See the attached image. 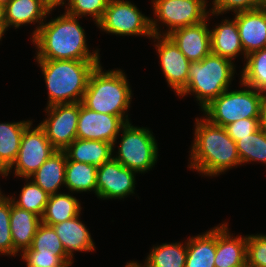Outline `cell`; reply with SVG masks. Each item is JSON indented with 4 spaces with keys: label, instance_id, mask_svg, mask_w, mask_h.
Segmentation results:
<instances>
[{
    "label": "cell",
    "instance_id": "f546056e",
    "mask_svg": "<svg viewBox=\"0 0 266 267\" xmlns=\"http://www.w3.org/2000/svg\"><path fill=\"white\" fill-rule=\"evenodd\" d=\"M236 146L241 164L251 161L266 164V132L261 128L236 141Z\"/></svg>",
    "mask_w": 266,
    "mask_h": 267
},
{
    "label": "cell",
    "instance_id": "b9f144b4",
    "mask_svg": "<svg viewBox=\"0 0 266 267\" xmlns=\"http://www.w3.org/2000/svg\"><path fill=\"white\" fill-rule=\"evenodd\" d=\"M258 8L266 9V0H258Z\"/></svg>",
    "mask_w": 266,
    "mask_h": 267
},
{
    "label": "cell",
    "instance_id": "6da1fadb",
    "mask_svg": "<svg viewBox=\"0 0 266 267\" xmlns=\"http://www.w3.org/2000/svg\"><path fill=\"white\" fill-rule=\"evenodd\" d=\"M78 17L64 13L43 23L32 37L36 60H100L99 50L90 52Z\"/></svg>",
    "mask_w": 266,
    "mask_h": 267
},
{
    "label": "cell",
    "instance_id": "f6af8a7d",
    "mask_svg": "<svg viewBox=\"0 0 266 267\" xmlns=\"http://www.w3.org/2000/svg\"><path fill=\"white\" fill-rule=\"evenodd\" d=\"M10 0H0V3H2V4H7L8 2H9Z\"/></svg>",
    "mask_w": 266,
    "mask_h": 267
},
{
    "label": "cell",
    "instance_id": "484cf974",
    "mask_svg": "<svg viewBox=\"0 0 266 267\" xmlns=\"http://www.w3.org/2000/svg\"><path fill=\"white\" fill-rule=\"evenodd\" d=\"M81 209L79 200L71 194H52L41 217V223L48 226L62 223L80 215Z\"/></svg>",
    "mask_w": 266,
    "mask_h": 267
},
{
    "label": "cell",
    "instance_id": "9c48e42d",
    "mask_svg": "<svg viewBox=\"0 0 266 267\" xmlns=\"http://www.w3.org/2000/svg\"><path fill=\"white\" fill-rule=\"evenodd\" d=\"M96 25L102 31L119 36L142 35L148 38L154 36L151 18L142 14L136 5L126 0H109L102 19Z\"/></svg>",
    "mask_w": 266,
    "mask_h": 267
},
{
    "label": "cell",
    "instance_id": "7a4b0ae2",
    "mask_svg": "<svg viewBox=\"0 0 266 267\" xmlns=\"http://www.w3.org/2000/svg\"><path fill=\"white\" fill-rule=\"evenodd\" d=\"M195 138L191 147L190 169L205 176H217L241 165L236 142L225 127L213 124L205 117L196 118Z\"/></svg>",
    "mask_w": 266,
    "mask_h": 267
},
{
    "label": "cell",
    "instance_id": "f35d334b",
    "mask_svg": "<svg viewBox=\"0 0 266 267\" xmlns=\"http://www.w3.org/2000/svg\"><path fill=\"white\" fill-rule=\"evenodd\" d=\"M260 128L266 132V95L263 97L260 105Z\"/></svg>",
    "mask_w": 266,
    "mask_h": 267
},
{
    "label": "cell",
    "instance_id": "74e56055",
    "mask_svg": "<svg viewBox=\"0 0 266 267\" xmlns=\"http://www.w3.org/2000/svg\"><path fill=\"white\" fill-rule=\"evenodd\" d=\"M260 118H245L225 126L228 135L236 142L251 135L260 128Z\"/></svg>",
    "mask_w": 266,
    "mask_h": 267
},
{
    "label": "cell",
    "instance_id": "d590c367",
    "mask_svg": "<svg viewBox=\"0 0 266 267\" xmlns=\"http://www.w3.org/2000/svg\"><path fill=\"white\" fill-rule=\"evenodd\" d=\"M247 267H266V235H247Z\"/></svg>",
    "mask_w": 266,
    "mask_h": 267
},
{
    "label": "cell",
    "instance_id": "5bb4252c",
    "mask_svg": "<svg viewBox=\"0 0 266 267\" xmlns=\"http://www.w3.org/2000/svg\"><path fill=\"white\" fill-rule=\"evenodd\" d=\"M152 38L157 39L155 47L164 77L178 95L187 85L190 61L168 36L154 35Z\"/></svg>",
    "mask_w": 266,
    "mask_h": 267
},
{
    "label": "cell",
    "instance_id": "30bf717a",
    "mask_svg": "<svg viewBox=\"0 0 266 267\" xmlns=\"http://www.w3.org/2000/svg\"><path fill=\"white\" fill-rule=\"evenodd\" d=\"M31 125L24 130L17 157L7 169L10 173L14 167V175L20 178H29L57 151L46 137L45 131L39 125L32 129Z\"/></svg>",
    "mask_w": 266,
    "mask_h": 267
},
{
    "label": "cell",
    "instance_id": "ba28073f",
    "mask_svg": "<svg viewBox=\"0 0 266 267\" xmlns=\"http://www.w3.org/2000/svg\"><path fill=\"white\" fill-rule=\"evenodd\" d=\"M152 1L154 14L158 18H151V28L154 35H161V30L159 31L157 27L159 21L168 27L167 32H163L162 34L163 36H167L176 29L198 24L209 16V11H206L207 0Z\"/></svg>",
    "mask_w": 266,
    "mask_h": 267
},
{
    "label": "cell",
    "instance_id": "60d3db41",
    "mask_svg": "<svg viewBox=\"0 0 266 267\" xmlns=\"http://www.w3.org/2000/svg\"><path fill=\"white\" fill-rule=\"evenodd\" d=\"M67 1V0H66ZM65 0H44L45 4L52 10L57 6H63L66 2ZM70 0H68L69 2Z\"/></svg>",
    "mask_w": 266,
    "mask_h": 267
},
{
    "label": "cell",
    "instance_id": "ee69618b",
    "mask_svg": "<svg viewBox=\"0 0 266 267\" xmlns=\"http://www.w3.org/2000/svg\"><path fill=\"white\" fill-rule=\"evenodd\" d=\"M8 198H9V196L6 197L4 194H2L1 189H0V204Z\"/></svg>",
    "mask_w": 266,
    "mask_h": 267
},
{
    "label": "cell",
    "instance_id": "7c38bea8",
    "mask_svg": "<svg viewBox=\"0 0 266 267\" xmlns=\"http://www.w3.org/2000/svg\"><path fill=\"white\" fill-rule=\"evenodd\" d=\"M135 171L123 166L115 158L97 167V198L122 199L134 194Z\"/></svg>",
    "mask_w": 266,
    "mask_h": 267
},
{
    "label": "cell",
    "instance_id": "d6a6232c",
    "mask_svg": "<svg viewBox=\"0 0 266 267\" xmlns=\"http://www.w3.org/2000/svg\"><path fill=\"white\" fill-rule=\"evenodd\" d=\"M109 0H70L65 12L78 18L92 16L97 24L103 17Z\"/></svg>",
    "mask_w": 266,
    "mask_h": 267
},
{
    "label": "cell",
    "instance_id": "8fae6325",
    "mask_svg": "<svg viewBox=\"0 0 266 267\" xmlns=\"http://www.w3.org/2000/svg\"><path fill=\"white\" fill-rule=\"evenodd\" d=\"M48 117L38 125L58 151H64L76 138L79 119V102L55 104L46 107Z\"/></svg>",
    "mask_w": 266,
    "mask_h": 267
},
{
    "label": "cell",
    "instance_id": "e0dca14e",
    "mask_svg": "<svg viewBox=\"0 0 266 267\" xmlns=\"http://www.w3.org/2000/svg\"><path fill=\"white\" fill-rule=\"evenodd\" d=\"M232 236L228 224L216 227L215 267H247V235Z\"/></svg>",
    "mask_w": 266,
    "mask_h": 267
},
{
    "label": "cell",
    "instance_id": "7bdbcfd3",
    "mask_svg": "<svg viewBox=\"0 0 266 267\" xmlns=\"http://www.w3.org/2000/svg\"><path fill=\"white\" fill-rule=\"evenodd\" d=\"M125 267H140V265H139V263H137L135 261H131V262L127 263Z\"/></svg>",
    "mask_w": 266,
    "mask_h": 267
},
{
    "label": "cell",
    "instance_id": "9a60e30c",
    "mask_svg": "<svg viewBox=\"0 0 266 267\" xmlns=\"http://www.w3.org/2000/svg\"><path fill=\"white\" fill-rule=\"evenodd\" d=\"M207 19L208 16L198 24L176 29L167 35L190 62L201 61L211 53V37Z\"/></svg>",
    "mask_w": 266,
    "mask_h": 267
},
{
    "label": "cell",
    "instance_id": "cb8c5ba5",
    "mask_svg": "<svg viewBox=\"0 0 266 267\" xmlns=\"http://www.w3.org/2000/svg\"><path fill=\"white\" fill-rule=\"evenodd\" d=\"M32 124V120L0 123V174L8 176L7 169L15 161L19 152L24 130Z\"/></svg>",
    "mask_w": 266,
    "mask_h": 267
},
{
    "label": "cell",
    "instance_id": "8992f818",
    "mask_svg": "<svg viewBox=\"0 0 266 267\" xmlns=\"http://www.w3.org/2000/svg\"><path fill=\"white\" fill-rule=\"evenodd\" d=\"M246 89L224 91L213 99L202 111L213 124L225 127L226 125L245 118H260V105L263 93L249 87Z\"/></svg>",
    "mask_w": 266,
    "mask_h": 267
},
{
    "label": "cell",
    "instance_id": "ab89813d",
    "mask_svg": "<svg viewBox=\"0 0 266 267\" xmlns=\"http://www.w3.org/2000/svg\"><path fill=\"white\" fill-rule=\"evenodd\" d=\"M7 30L5 18V5L0 3V39L3 37L4 32Z\"/></svg>",
    "mask_w": 266,
    "mask_h": 267
},
{
    "label": "cell",
    "instance_id": "e575fe53",
    "mask_svg": "<svg viewBox=\"0 0 266 267\" xmlns=\"http://www.w3.org/2000/svg\"><path fill=\"white\" fill-rule=\"evenodd\" d=\"M11 198L0 204V253L13 256V240L10 229Z\"/></svg>",
    "mask_w": 266,
    "mask_h": 267
},
{
    "label": "cell",
    "instance_id": "277c9868",
    "mask_svg": "<svg viewBox=\"0 0 266 267\" xmlns=\"http://www.w3.org/2000/svg\"><path fill=\"white\" fill-rule=\"evenodd\" d=\"M101 64L91 72L81 103L96 112L119 116L126 123L132 90L121 69L102 71Z\"/></svg>",
    "mask_w": 266,
    "mask_h": 267
},
{
    "label": "cell",
    "instance_id": "44dd1931",
    "mask_svg": "<svg viewBox=\"0 0 266 267\" xmlns=\"http://www.w3.org/2000/svg\"><path fill=\"white\" fill-rule=\"evenodd\" d=\"M67 156L64 151H55L29 178L49 195L59 193L58 188L65 185Z\"/></svg>",
    "mask_w": 266,
    "mask_h": 267
},
{
    "label": "cell",
    "instance_id": "52a82bcc",
    "mask_svg": "<svg viewBox=\"0 0 266 267\" xmlns=\"http://www.w3.org/2000/svg\"><path fill=\"white\" fill-rule=\"evenodd\" d=\"M121 131L118 152L113 158L137 173L152 169L157 162L158 147L151 131L148 128L135 127L130 122Z\"/></svg>",
    "mask_w": 266,
    "mask_h": 267
},
{
    "label": "cell",
    "instance_id": "5b68a950",
    "mask_svg": "<svg viewBox=\"0 0 266 267\" xmlns=\"http://www.w3.org/2000/svg\"><path fill=\"white\" fill-rule=\"evenodd\" d=\"M234 63L214 53L201 61L190 62L186 87L178 96L195 94L201 109L229 89L235 72Z\"/></svg>",
    "mask_w": 266,
    "mask_h": 267
},
{
    "label": "cell",
    "instance_id": "2e32d148",
    "mask_svg": "<svg viewBox=\"0 0 266 267\" xmlns=\"http://www.w3.org/2000/svg\"><path fill=\"white\" fill-rule=\"evenodd\" d=\"M235 14L244 54L247 56L266 48V9L257 8Z\"/></svg>",
    "mask_w": 266,
    "mask_h": 267
},
{
    "label": "cell",
    "instance_id": "83f0119b",
    "mask_svg": "<svg viewBox=\"0 0 266 267\" xmlns=\"http://www.w3.org/2000/svg\"><path fill=\"white\" fill-rule=\"evenodd\" d=\"M163 243L151 249L144 264L140 267H185L187 256V242Z\"/></svg>",
    "mask_w": 266,
    "mask_h": 267
},
{
    "label": "cell",
    "instance_id": "ffe728a7",
    "mask_svg": "<svg viewBox=\"0 0 266 267\" xmlns=\"http://www.w3.org/2000/svg\"><path fill=\"white\" fill-rule=\"evenodd\" d=\"M80 215L52 225L61 240L66 253L73 259L74 251L90 252L95 250L94 242L87 227L80 221Z\"/></svg>",
    "mask_w": 266,
    "mask_h": 267
},
{
    "label": "cell",
    "instance_id": "3957f363",
    "mask_svg": "<svg viewBox=\"0 0 266 267\" xmlns=\"http://www.w3.org/2000/svg\"><path fill=\"white\" fill-rule=\"evenodd\" d=\"M48 90L47 107L81 102L91 72L100 60H36Z\"/></svg>",
    "mask_w": 266,
    "mask_h": 267
},
{
    "label": "cell",
    "instance_id": "d6986e66",
    "mask_svg": "<svg viewBox=\"0 0 266 267\" xmlns=\"http://www.w3.org/2000/svg\"><path fill=\"white\" fill-rule=\"evenodd\" d=\"M40 224L41 217L33 212L18 208L11 199L10 229L13 240V256H16L20 250L23 252L31 247Z\"/></svg>",
    "mask_w": 266,
    "mask_h": 267
},
{
    "label": "cell",
    "instance_id": "7402d4cb",
    "mask_svg": "<svg viewBox=\"0 0 266 267\" xmlns=\"http://www.w3.org/2000/svg\"><path fill=\"white\" fill-rule=\"evenodd\" d=\"M211 52L234 61L240 53L246 60L244 49L242 47L236 20H222L220 25H216L210 30Z\"/></svg>",
    "mask_w": 266,
    "mask_h": 267
},
{
    "label": "cell",
    "instance_id": "4dcf8cb0",
    "mask_svg": "<svg viewBox=\"0 0 266 267\" xmlns=\"http://www.w3.org/2000/svg\"><path fill=\"white\" fill-rule=\"evenodd\" d=\"M49 197L50 195L47 192L40 188L33 180H30L22 188L19 200H16L15 197L10 198L18 208L33 212L42 217Z\"/></svg>",
    "mask_w": 266,
    "mask_h": 267
},
{
    "label": "cell",
    "instance_id": "4fadbf2b",
    "mask_svg": "<svg viewBox=\"0 0 266 267\" xmlns=\"http://www.w3.org/2000/svg\"><path fill=\"white\" fill-rule=\"evenodd\" d=\"M125 124L119 116L93 111L79 102L78 139L109 142L114 151L117 136Z\"/></svg>",
    "mask_w": 266,
    "mask_h": 267
},
{
    "label": "cell",
    "instance_id": "1f68e13d",
    "mask_svg": "<svg viewBox=\"0 0 266 267\" xmlns=\"http://www.w3.org/2000/svg\"><path fill=\"white\" fill-rule=\"evenodd\" d=\"M31 248L34 251L55 252L66 264H72V258L66 253L65 248L52 226L41 223L33 238Z\"/></svg>",
    "mask_w": 266,
    "mask_h": 267
},
{
    "label": "cell",
    "instance_id": "4316f807",
    "mask_svg": "<svg viewBox=\"0 0 266 267\" xmlns=\"http://www.w3.org/2000/svg\"><path fill=\"white\" fill-rule=\"evenodd\" d=\"M97 167L83 162L67 160L65 187L71 192L94 191L96 194Z\"/></svg>",
    "mask_w": 266,
    "mask_h": 267
},
{
    "label": "cell",
    "instance_id": "f1b7e54d",
    "mask_svg": "<svg viewBox=\"0 0 266 267\" xmlns=\"http://www.w3.org/2000/svg\"><path fill=\"white\" fill-rule=\"evenodd\" d=\"M246 59L240 83L266 95V48L248 54Z\"/></svg>",
    "mask_w": 266,
    "mask_h": 267
},
{
    "label": "cell",
    "instance_id": "8d00e7d4",
    "mask_svg": "<svg viewBox=\"0 0 266 267\" xmlns=\"http://www.w3.org/2000/svg\"><path fill=\"white\" fill-rule=\"evenodd\" d=\"M213 7L210 13L213 15H220L227 11L234 13L241 11L254 10L258 8V0H213Z\"/></svg>",
    "mask_w": 266,
    "mask_h": 267
},
{
    "label": "cell",
    "instance_id": "836d02e7",
    "mask_svg": "<svg viewBox=\"0 0 266 267\" xmlns=\"http://www.w3.org/2000/svg\"><path fill=\"white\" fill-rule=\"evenodd\" d=\"M21 259L27 267H64L66 263L55 253L48 251H34L31 247L22 252Z\"/></svg>",
    "mask_w": 266,
    "mask_h": 267
},
{
    "label": "cell",
    "instance_id": "ac0fdd59",
    "mask_svg": "<svg viewBox=\"0 0 266 267\" xmlns=\"http://www.w3.org/2000/svg\"><path fill=\"white\" fill-rule=\"evenodd\" d=\"M51 10L44 0H10L5 4V18L8 27L19 28L21 25L39 23L34 30L32 37L40 29Z\"/></svg>",
    "mask_w": 266,
    "mask_h": 267
},
{
    "label": "cell",
    "instance_id": "d4e9b609",
    "mask_svg": "<svg viewBox=\"0 0 266 267\" xmlns=\"http://www.w3.org/2000/svg\"><path fill=\"white\" fill-rule=\"evenodd\" d=\"M216 227L204 234L189 237L185 267H215Z\"/></svg>",
    "mask_w": 266,
    "mask_h": 267
},
{
    "label": "cell",
    "instance_id": "603a6c76",
    "mask_svg": "<svg viewBox=\"0 0 266 267\" xmlns=\"http://www.w3.org/2000/svg\"><path fill=\"white\" fill-rule=\"evenodd\" d=\"M67 160L100 167L113 156V144L100 140L76 138L65 150Z\"/></svg>",
    "mask_w": 266,
    "mask_h": 267
},
{
    "label": "cell",
    "instance_id": "bcb514c9",
    "mask_svg": "<svg viewBox=\"0 0 266 267\" xmlns=\"http://www.w3.org/2000/svg\"><path fill=\"white\" fill-rule=\"evenodd\" d=\"M71 266V264H66L64 267H70Z\"/></svg>",
    "mask_w": 266,
    "mask_h": 267
}]
</instances>
